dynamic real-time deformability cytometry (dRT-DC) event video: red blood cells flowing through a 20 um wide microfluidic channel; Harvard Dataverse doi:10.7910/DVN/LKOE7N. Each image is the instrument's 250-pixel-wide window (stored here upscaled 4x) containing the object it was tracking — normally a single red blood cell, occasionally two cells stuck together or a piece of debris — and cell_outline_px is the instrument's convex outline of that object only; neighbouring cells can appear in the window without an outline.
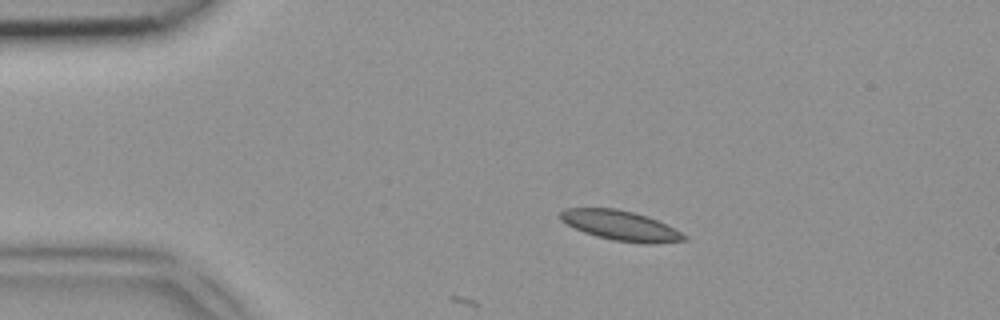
{"species": "common noctule bat (a hibernating species)", "species_latin": "Nyctalus noctula", "temperature_condition": "room temperature", "stored_images_in_passage": 5, "camera_frame_rate_fps": 3000, "um_per_image_px": 0.085, "animal": {"sex": "female", "body_mass_g": 18.4}, "frame": {"image": 1, "passage_image": 1, "time_ms": 0.0, "image_size_px": [1000, 320], "cell_outline_px": [[688, 240], [652, 244], [648, 244], [612, 240], [596, 236], [584, 232], [560, 220], [560, 212], [564, 208], [616, 208], [648, 216], [688, 236]], "centroid_in_image_um": [52.75, 19.18], "position_along_channel_um": 32.3, "area_um2": 21.39}}